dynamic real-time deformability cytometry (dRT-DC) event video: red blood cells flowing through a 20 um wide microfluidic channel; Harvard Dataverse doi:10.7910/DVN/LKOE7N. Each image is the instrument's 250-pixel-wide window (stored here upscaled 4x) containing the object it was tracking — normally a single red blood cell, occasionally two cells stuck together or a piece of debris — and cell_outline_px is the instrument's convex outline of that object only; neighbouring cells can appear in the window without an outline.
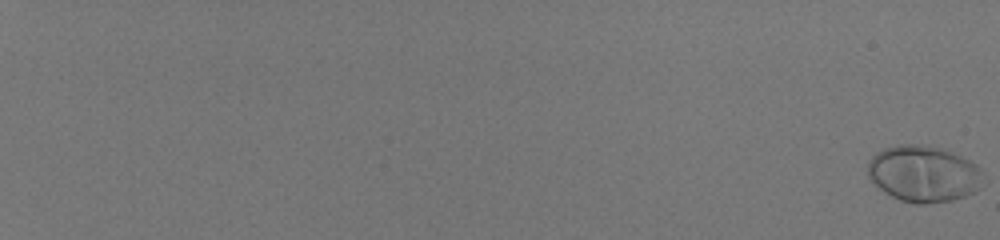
{"species": "human", "species_latin": "Homo sapiens", "temperature_condition": "room temperature", "stored_images_in_passage": 60, "camera_frame_rate_fps": 3000, "um_per_image_px": 0.085, "donor": {"sex": "male"}, "frame": {"image": 1, "passage_image": 1, "time_ms": 0.0, "image_size_px": [1000, 240], "cell_outline_px": [[980, 172], [976, 192], [952, 200], [924, 204], [916, 204], [900, 200], [884, 192], [868, 176], [868, 160], [876, 152], [884, 148], [900, 144], [916, 144], [944, 148], [976, 164], [980, 168]], "centroid_in_image_um": [78.45, 14.76], "position_along_channel_um": 6.6, "area_um2": 37.57}}
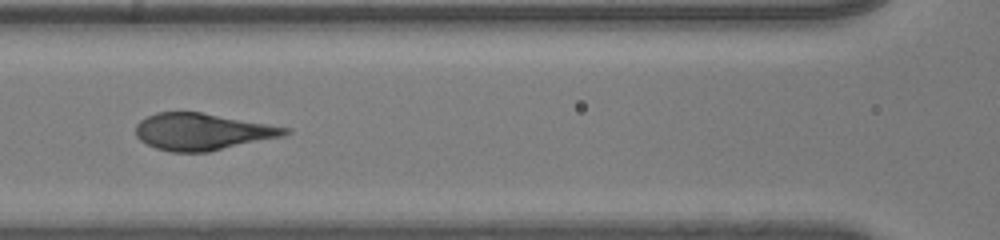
{"frame": {"image": 2, "passage_image": 35, "time_ms": 11.333, "image_size_px": [1000, 240], "cell_outline_px": [[292, 132], [284, 136], [208, 152], [172, 152], [156, 148], [140, 140], [136, 136], [136, 124], [140, 120], [156, 112], [200, 112], [292, 128]], "centroid_in_image_um": [17.22, 11.19], "position_along_channel_um": 149.4, "area_um2": 32.02}}
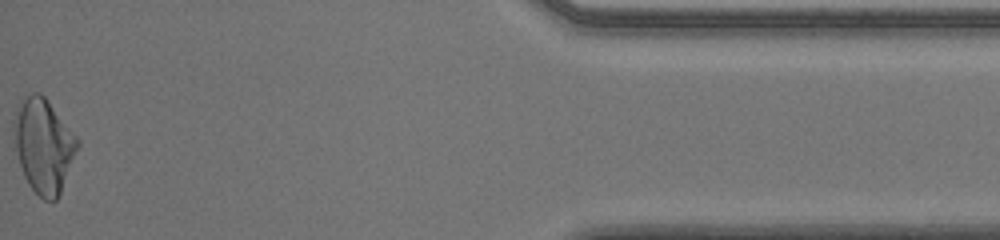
{"frame": {"image": 3, "passage_image": 60, "time_ms": 19.667, "image_size_px": [1000, 240], "cell_outline_px": [[80, 144], [60, 192], [56, 200], [44, 200], [28, 184], [24, 176], [20, 164], [16, 148], [12, 124], [12, 120], [16, 108], [20, 100], [24, 96], [32, 92], [40, 92], [48, 100], [80, 140]], "centroid_in_image_um": [3.69, 12.32], "position_along_channel_um": 431.5, "area_um2": 34.85}}